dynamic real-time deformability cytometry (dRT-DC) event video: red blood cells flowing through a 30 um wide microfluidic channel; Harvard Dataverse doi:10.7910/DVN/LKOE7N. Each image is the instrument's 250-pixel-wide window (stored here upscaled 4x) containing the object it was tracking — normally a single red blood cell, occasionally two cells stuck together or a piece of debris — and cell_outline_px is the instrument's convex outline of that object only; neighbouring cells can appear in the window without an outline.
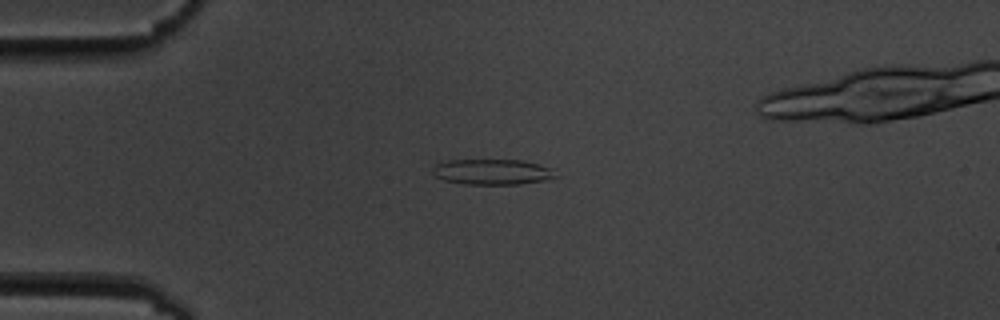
{"species": "common noctule bat (a hibernating species)", "species_latin": "Nyctalus noctula", "temperature_condition": "cold", "stored_images_in_passage": 7, "camera_frame_rate_fps": 3000, "um_per_image_px": 0.085, "animal": {"sex": "male", "body_mass_g": 19.5, "forearm_length_mm": 54.6}, "frame": {"image": 1, "passage_image": 4, "time_ms": 3.333, "image_size_px": [1000, 320], "cell_outline_px": [[560, 176], [520, 184], [464, 184], [444, 180], [436, 176], [432, 172], [432, 168], [436, 164], [448, 160], [524, 160], [552, 168]], "centroid_in_image_um": [41.85, 14.6], "position_along_channel_um": 43.2, "area_um2": 18.26}}
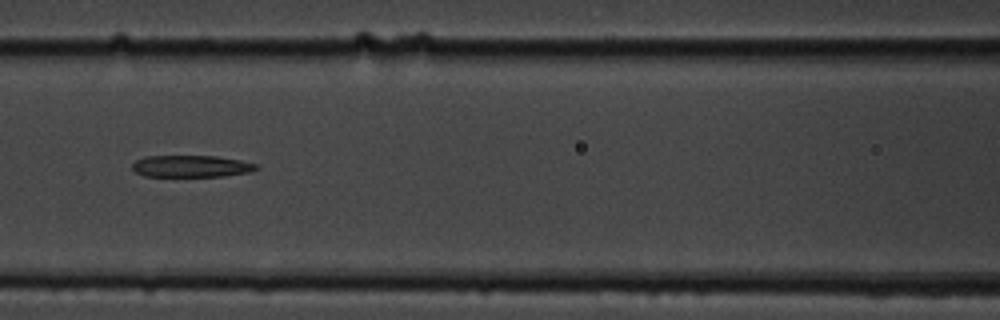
{"frame": {"image": 2, "passage_image": 7, "time_ms": 7.0, "image_size_px": [1000, 320], "cell_outline_px": [[260, 168], [248, 172], [224, 176], [144, 176], [136, 172], [132, 168], [132, 164], [136, 160], [144, 156], [216, 156], [240, 160], [256, 164]], "centroid_in_image_um": [16.24, 14.12], "position_along_channel_um": 150.4, "area_um2": 15.72}}